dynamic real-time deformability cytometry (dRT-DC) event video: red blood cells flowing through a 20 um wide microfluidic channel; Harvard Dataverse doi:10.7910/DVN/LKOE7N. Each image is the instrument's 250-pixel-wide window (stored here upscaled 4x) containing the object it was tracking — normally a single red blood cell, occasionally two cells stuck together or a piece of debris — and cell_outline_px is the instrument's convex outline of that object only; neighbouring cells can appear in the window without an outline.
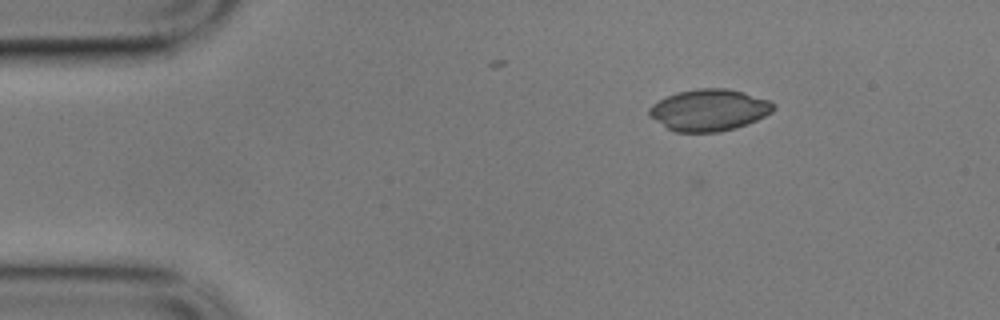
{"species": "common noctule bat (a hibernating species)", "species_latin": "Nyctalus noctula", "temperature_condition": "cold", "stored_images_in_passage": 6, "camera_frame_rate_fps": 3000, "um_per_image_px": 0.085, "animal": {"sex": "male", "body_mass_g": 17.9}, "frame": {"image": 1, "passage_image": 4, "time_ms": 1.0, "image_size_px": [1000, 320], "cell_outline_px": [[776, 108], [772, 112], [748, 124], [736, 128], [720, 132], [676, 132], [668, 128], [648, 116], [648, 108], [652, 104], [676, 92], [696, 88], [728, 88], [744, 92], [768, 100], [776, 104]], "centroid_in_image_um": [60.28, 9.35], "position_along_channel_um": 24.7, "area_um2": 30.35}}